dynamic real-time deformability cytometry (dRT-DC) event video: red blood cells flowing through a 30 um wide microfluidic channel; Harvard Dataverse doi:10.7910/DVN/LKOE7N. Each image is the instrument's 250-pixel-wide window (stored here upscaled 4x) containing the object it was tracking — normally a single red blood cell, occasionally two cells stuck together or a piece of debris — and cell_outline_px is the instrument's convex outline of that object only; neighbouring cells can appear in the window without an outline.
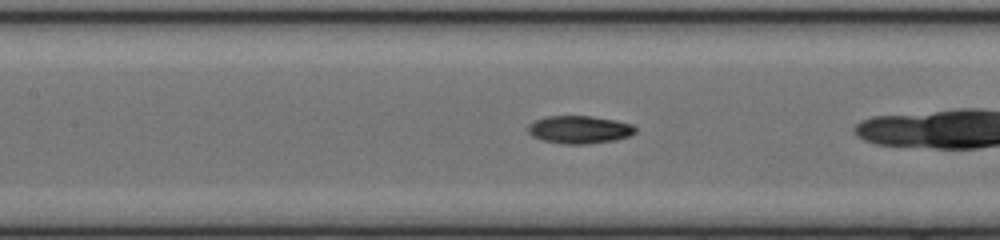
{"species": "common noctule bat (a hibernating species)", "species_latin": "Nyctalus noctula", "temperature_condition": "cold", "stored_images_in_passage": 38, "camera_frame_rate_fps": 3000, "um_per_image_px": 0.085, "animal": {"sex": "female", "body_mass_g": 17.0, "forearm_length_mm": 48.0}, "frame": {"image": 1, "passage_image": 22, "time_ms": 7.0, "image_size_px": [1000, 240], "cell_outline_px": [[636, 132], [628, 136], [616, 140], [588, 144], [560, 144], [540, 140], [532, 136], [528, 132], [528, 124], [536, 120], [548, 116], [592, 116], [616, 120], [632, 124], [636, 128]], "centroid_in_image_um": [49.24, 11.02], "position_along_channel_um": 158.2, "area_um2": 17.57}}
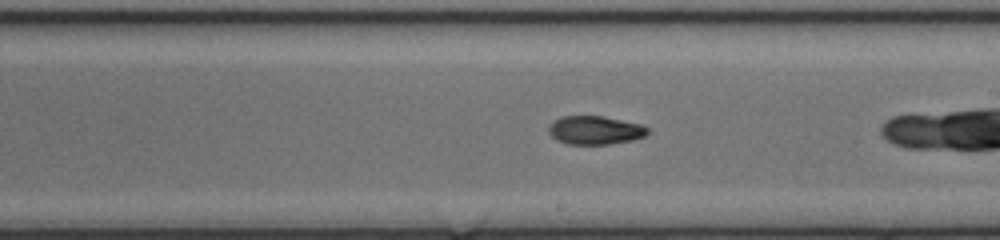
{"frame": {"image": 2, "passage_image": 28, "time_ms": 9.0, "image_size_px": [1000, 240], "cell_outline_px": [[648, 132], [644, 136], [632, 140], [608, 144], [564, 144], [556, 140], [548, 132], [548, 124], [552, 120], [560, 116], [604, 116], [644, 124], [648, 128]], "centroid_in_image_um": [50.54, 11.05], "position_along_channel_um": 238.5, "area_um2": 16.76}}
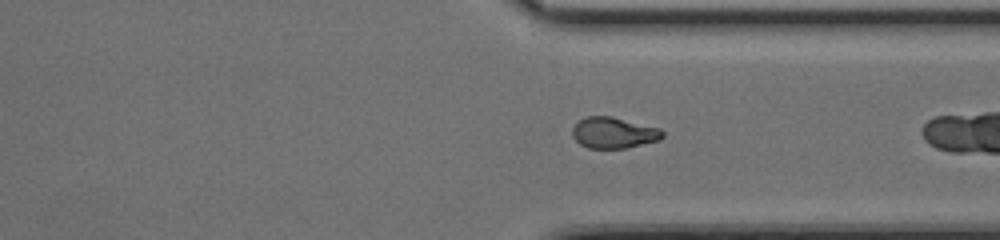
{"frame": {"image": 3, "passage_image": 37, "time_ms": 12.0, "image_size_px": [1000, 240], "cell_outline_px": [[664, 136], [660, 140], [624, 148], [588, 148], [580, 144], [572, 136], [572, 128], [584, 116], [612, 116], [660, 128], [664, 132]], "centroid_in_image_um": [52.16, 11.28], "position_along_channel_um": 359.2, "area_um2": 16.36}}